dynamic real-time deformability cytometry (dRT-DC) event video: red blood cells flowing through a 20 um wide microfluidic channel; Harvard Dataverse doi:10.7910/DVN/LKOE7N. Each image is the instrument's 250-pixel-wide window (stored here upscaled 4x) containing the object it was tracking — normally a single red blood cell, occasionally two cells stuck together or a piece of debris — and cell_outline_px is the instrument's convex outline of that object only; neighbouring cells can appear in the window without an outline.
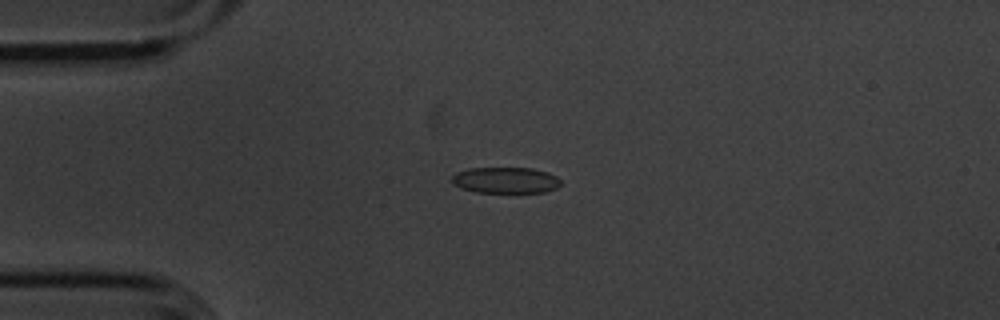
{"species": "common noctule bat (a hibernating species)", "species_latin": "Nyctalus noctula", "temperature_condition": "cold", "stored_images_in_passage": 41, "camera_frame_rate_fps": 3000, "um_per_image_px": 0.085, "animal": {"sex": "male", "body_mass_g": 20.1, "forearm_length_mm": 53.5}, "frame": {"image": 1, "passage_image": 7, "time_ms": 2.0, "image_size_px": [1000, 320], "cell_outline_px": [[560, 184], [556, 188], [544, 192], [476, 192], [460, 188], [452, 184], [452, 176], [456, 172], [468, 168], [532, 168], [548, 172], [556, 176], [560, 180]], "centroid_in_image_um": [42.94, 15.31], "position_along_channel_um": 42.1, "area_um2": 16.59}}
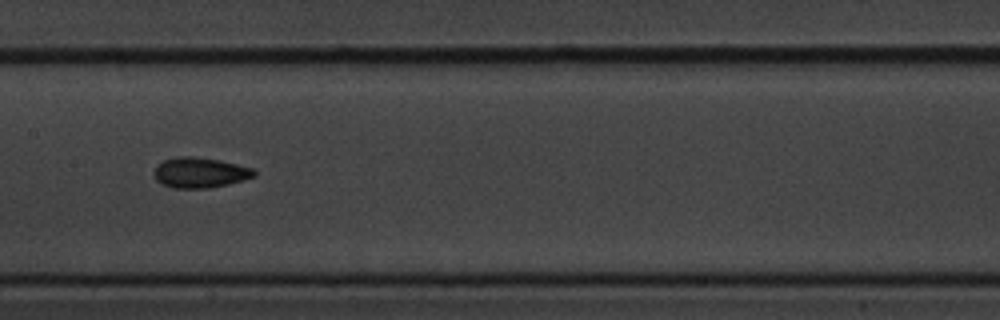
{"frame": {"image": 2, "passage_image": 21, "time_ms": 6.667, "image_size_px": [1000, 320], "cell_outline_px": [[256, 176], [228, 184], [208, 188], [172, 188], [160, 184], [156, 180], [156, 164], [164, 160], [176, 156], [196, 156], [220, 160], [252, 168], [256, 172]], "centroid_in_image_um": [16.98, 14.67], "position_along_channel_um": 190.4, "area_um2": 17.74}}
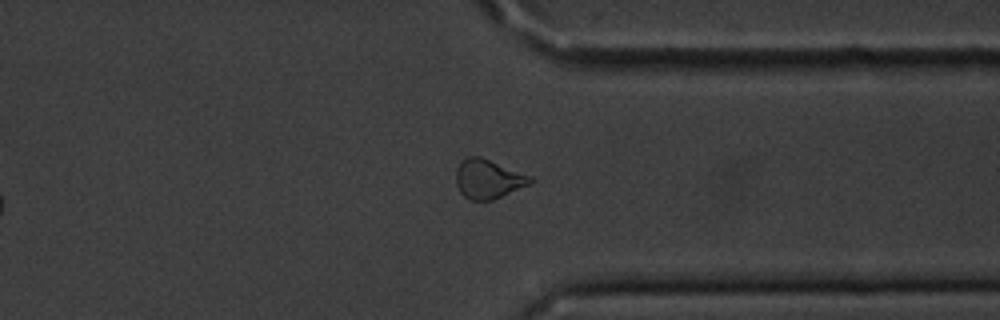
{"frame": {"image": 3, "passage_image": 36, "time_ms": 11.667, "image_size_px": [1000, 320], "cell_outline_px": [[536, 180], [532, 184], [492, 200], [468, 200], [460, 192], [456, 184], [456, 168], [468, 156], [480, 156], [532, 176]], "centroid_in_image_um": [41.53, 15.22], "position_along_channel_um": 369.9, "area_um2": 17.11}, "authors_computed_cell_mechanics": {"area_um2": 16.6464, "velocity_mm_per_s": 3.6271, "shape_relaxation_time_tau1_ms": 3.9813, "shape_relaxation_time_tau2_ms": 3.2321, "deformation_change_tau1": 0.1029, "deformation_change_tau2": 0.0892}}